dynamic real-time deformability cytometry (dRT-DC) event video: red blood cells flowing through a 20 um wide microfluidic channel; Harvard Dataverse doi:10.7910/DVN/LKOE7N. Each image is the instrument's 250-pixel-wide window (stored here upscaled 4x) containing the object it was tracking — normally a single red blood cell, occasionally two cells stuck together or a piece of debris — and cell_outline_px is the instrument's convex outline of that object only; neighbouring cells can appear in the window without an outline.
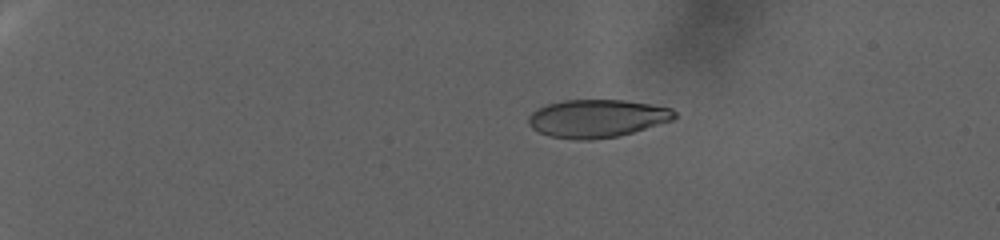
{"species": "human", "species_latin": "Homo sapiens", "temperature_condition": "warm", "stored_images_in_passage": 80, "camera_frame_rate_fps": 3000, "um_per_image_px": 0.085, "donor": {"sex": "female"}, "frame": {"image": 1, "passage_image": 1, "time_ms": 0.0, "image_size_px": [1000, 240], "cell_outline_px": [[676, 116], [672, 120], [620, 136], [592, 140], [576, 140], [548, 136], [532, 128], [528, 124], [528, 116], [532, 112], [548, 104], [564, 100], [624, 100], [672, 108], [676, 112]], "centroid_in_image_um": [50.74, 10.08], "position_along_channel_um": 34.3, "area_um2": 32.25}}
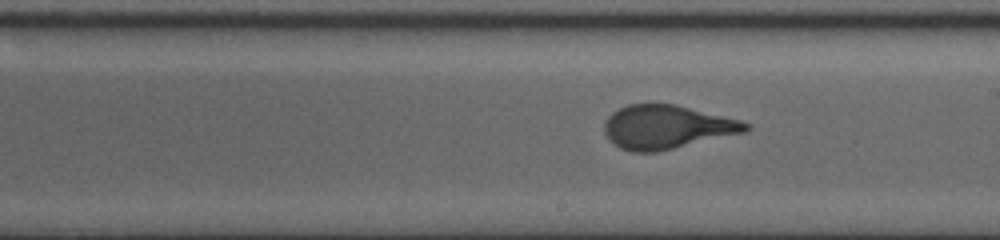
{"frame": {"image": 2, "passage_image": 44, "time_ms": 14.333, "image_size_px": [1000, 240], "cell_outline_px": [[752, 128], [748, 132], [656, 152], [632, 152], [620, 148], [608, 140], [604, 132], [604, 120], [612, 112], [628, 104], [676, 104], [740, 120], [752, 124]], "centroid_in_image_um": [56.69, 10.8], "position_along_channel_um": 232.3, "area_um2": 36.3}}
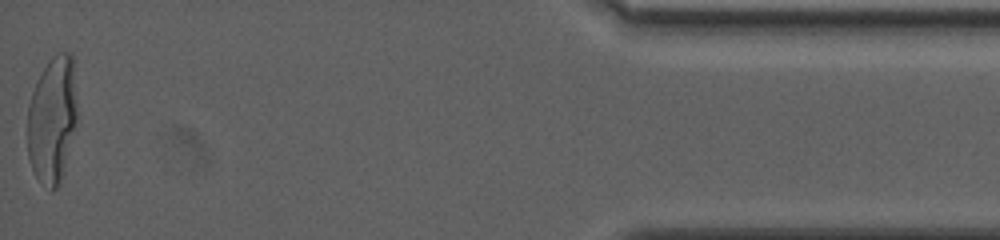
{"frame": {"image": 3, "passage_image": 80, "time_ms": 26.333, "image_size_px": [1000, 240], "cell_outline_px": [[76, 120], [64, 172], [60, 184], [56, 188], [52, 188], [36, 176], [32, 168], [28, 156], [28, 104], [36, 80], [52, 56], [56, 52], [68, 52], [72, 56], [76, 108]], "centroid_in_image_um": [4.43, 10.13], "position_along_channel_um": 430.8, "area_um2": 36.13}}